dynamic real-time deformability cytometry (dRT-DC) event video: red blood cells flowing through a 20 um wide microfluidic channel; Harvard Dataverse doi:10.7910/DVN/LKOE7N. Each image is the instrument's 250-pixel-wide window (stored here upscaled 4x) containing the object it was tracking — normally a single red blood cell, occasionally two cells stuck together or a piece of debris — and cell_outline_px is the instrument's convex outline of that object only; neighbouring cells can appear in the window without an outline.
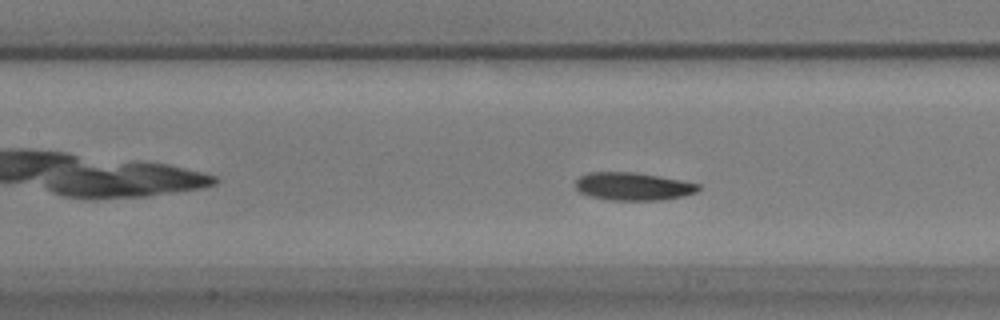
{"species": "common noctule bat (a hibernating species)", "species_latin": "Nyctalus noctula", "temperature_condition": "warm", "stored_images_in_passage": 48, "camera_frame_rate_fps": 3000, "um_per_image_px": 0.085, "animal": {"sex": "male", "body_mass_g": 17.9}, "frame": {"image": 1, "passage_image": 18, "time_ms": 5.667, "image_size_px": [1000, 320], "cell_outline_px": [[700, 188], [696, 192], [684, 196], [664, 200], [608, 200], [588, 196], [580, 192], [576, 188], [576, 180], [580, 176], [588, 172], [636, 172], [660, 176], [700, 184]], "centroid_in_image_um": [53.81, 15.84], "position_along_channel_um": 153.6, "area_um2": 20.11}}
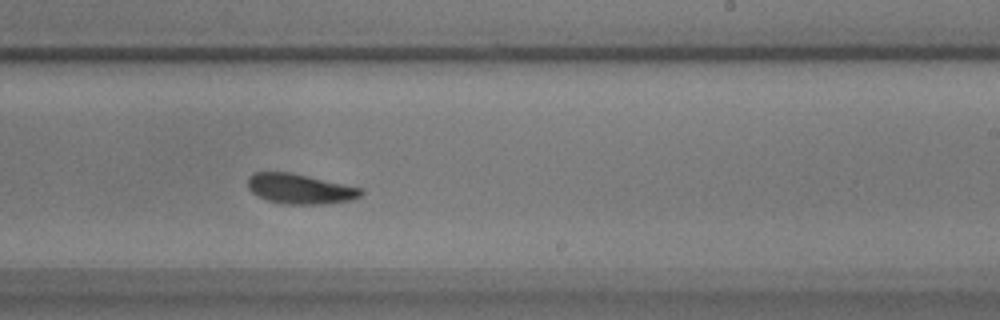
{"frame": {"image": 2, "passage_image": 27, "time_ms": 8.667, "image_size_px": [1000, 320], "cell_outline_px": [[364, 192], [360, 196], [352, 200], [324, 204], [284, 204], [268, 200], [252, 192], [248, 188], [248, 176], [252, 172], [292, 172], [360, 188]], "centroid_in_image_um": [25.48, 16.04], "position_along_channel_um": 263.5, "area_um2": 19.71}}
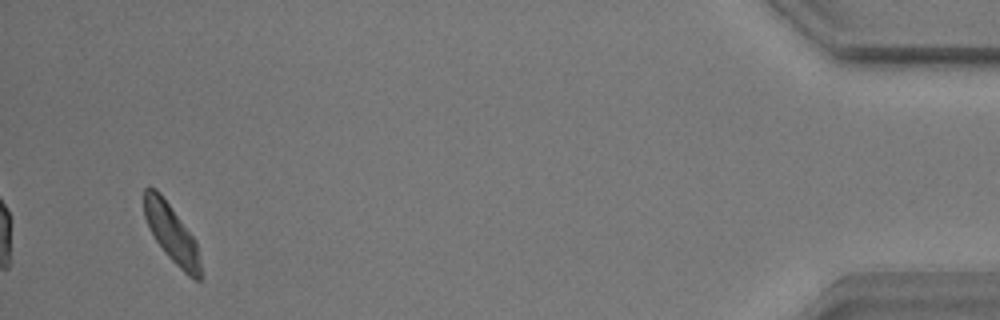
{"frame": {"image": 3, "passage_image": 46, "time_ms": 15.0, "image_size_px": [1000, 320], "cell_outline_px": [[200, 280], [196, 280], [188, 276], [164, 252], [156, 240], [144, 216], [144, 188], [156, 188], [160, 192], [196, 240], [200, 264]], "centroid_in_image_um": [14.58, 19.82], "position_along_channel_um": 420.6, "area_um2": 18.67}, "authors_computed_cell_mechanics": {"area_um2": 19.7965, "velocity_mm_per_s": 3.6804, "shape_relaxation_time_tau1_ms": 2.3371, "shape_relaxation_time_tau2_ms": null, "deformation_change_tau1": 0.109, "deformation_change_tau2": null}}